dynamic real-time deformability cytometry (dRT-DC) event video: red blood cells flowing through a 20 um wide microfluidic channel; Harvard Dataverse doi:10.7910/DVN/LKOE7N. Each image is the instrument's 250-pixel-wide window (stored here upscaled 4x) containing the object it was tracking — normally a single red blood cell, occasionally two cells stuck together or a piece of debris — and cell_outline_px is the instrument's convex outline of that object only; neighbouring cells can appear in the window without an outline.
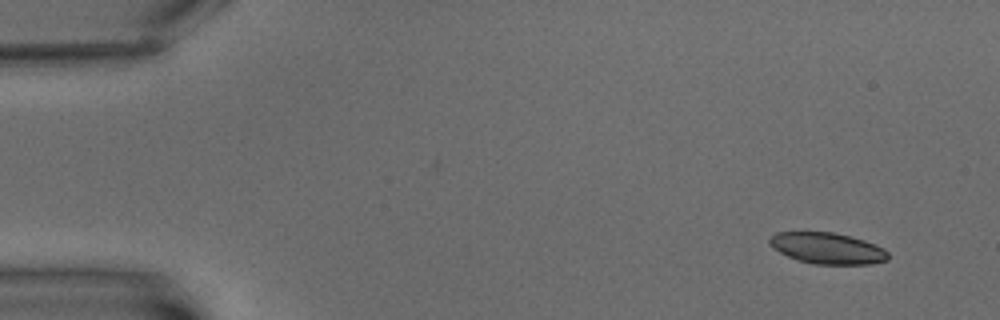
{"species": "common noctule bat (a hibernating species)", "species_latin": "Nyctalus noctula", "temperature_condition": "warm", "stored_images_in_passage": 5, "camera_frame_rate_fps": 3000, "um_per_image_px": 0.085, "animal": {"sex": "male", "body_mass_g": 15.6}, "frame": {"image": 1, "passage_image": 1, "time_ms": 0.0, "image_size_px": [1000, 320], "cell_outline_px": [[888, 260], [872, 264], [812, 264], [788, 256], [772, 248], [768, 244], [768, 240], [776, 232], [832, 232], [864, 240], [876, 244], [884, 248], [888, 252]], "centroid_in_image_um": [70.33, 21.1], "position_along_channel_um": 14.7, "area_um2": 21.56}}
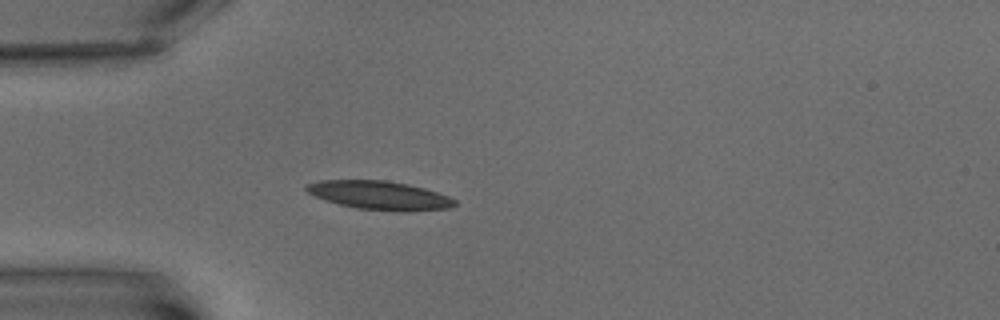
{"frame": {"image": 2, "passage_image": 5, "time_ms": 4.667, "image_size_px": [1000, 320], "cell_outline_px": [[456, 204], [452, 208], [408, 212], [400, 212], [356, 208], [340, 204], [316, 196], [308, 192], [304, 188], [308, 184], [320, 180], [384, 180], [408, 184], [424, 188], [448, 196], [456, 200]], "centroid_in_image_um": [32.32, 16.61], "position_along_channel_um": 52.7, "area_um2": 24.74}}